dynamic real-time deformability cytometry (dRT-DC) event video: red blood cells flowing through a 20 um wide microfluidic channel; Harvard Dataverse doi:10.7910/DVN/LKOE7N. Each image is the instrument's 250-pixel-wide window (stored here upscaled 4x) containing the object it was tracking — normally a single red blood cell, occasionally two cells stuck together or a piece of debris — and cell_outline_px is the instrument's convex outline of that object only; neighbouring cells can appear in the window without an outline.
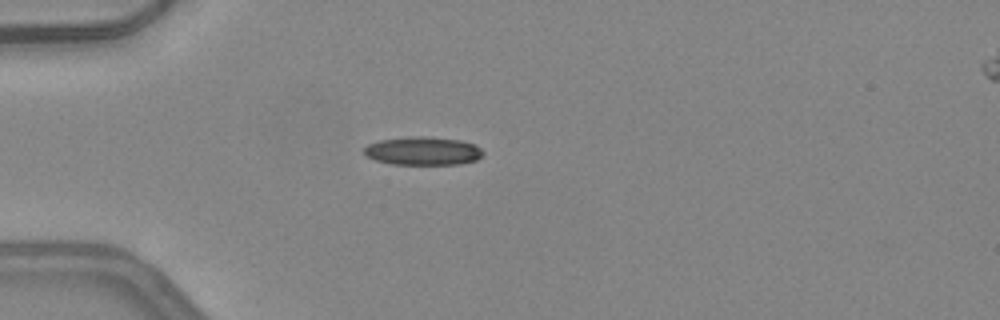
{"species": "common noctule bat (a hibernating species)", "species_latin": "Nyctalus noctula", "temperature_condition": "warm", "stored_images_in_passage": 4, "camera_frame_rate_fps": 3000, "um_per_image_px": 0.085, "animal": {"sex": "female", "body_mass_g": 24.6, "forearm_length_mm": 56.2}, "frame": {"image": 1, "passage_image": 1, "time_ms": 0.0, "image_size_px": [1000, 320], "cell_outline_px": [[484, 152], [476, 160], [460, 164], [392, 164], [376, 160], [368, 156], [364, 152], [364, 148], [368, 144], [380, 140], [420, 136], [460, 140], [476, 144]], "centroid_in_image_um": [35.98, 12.83], "position_along_channel_um": 49.0, "area_um2": 19.36}}